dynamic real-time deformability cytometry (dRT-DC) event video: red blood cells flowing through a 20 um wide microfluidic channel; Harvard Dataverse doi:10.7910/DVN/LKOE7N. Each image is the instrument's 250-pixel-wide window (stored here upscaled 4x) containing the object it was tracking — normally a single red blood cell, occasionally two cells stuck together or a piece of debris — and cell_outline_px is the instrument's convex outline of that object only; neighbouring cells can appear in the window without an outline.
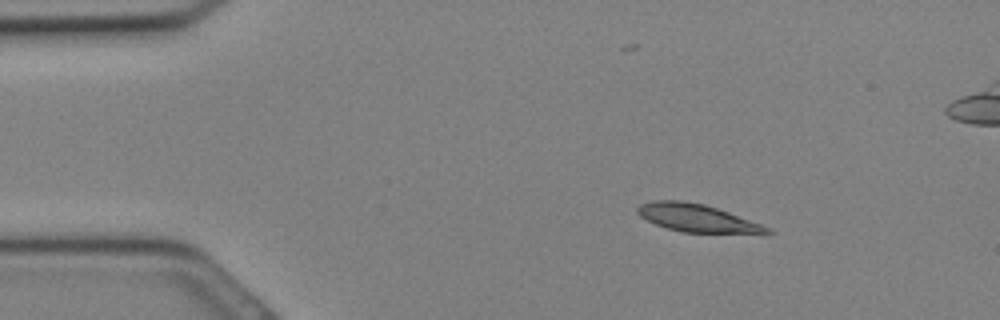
{"species": "Egyptian fruit bat (a non-hibernating species)", "species_latin": "Rousettus aegyptiacus", "temperature_condition": "cold", "stored_images_in_passage": 17, "camera_frame_rate_fps": 3000, "um_per_image_px": 0.085, "animal": {"sex": "female"}, "frame": {"image": 1, "passage_image": 3, "time_ms": 0.667, "image_size_px": [1000, 320], "cell_outline_px": [[776, 232], [768, 236], [764, 236], [684, 232], [668, 228], [656, 224], [640, 216], [636, 212], [636, 208], [640, 204], [652, 200], [680, 200], [704, 204], [728, 212], [760, 224]], "centroid_in_image_um": [59.38, 18.58], "position_along_channel_um": 25.6, "area_um2": 21.62}}
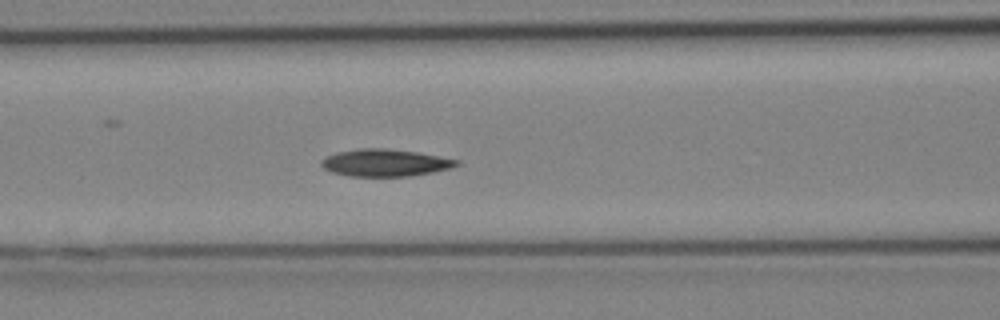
{"frame": {"image": 2, "passage_image": 11, "time_ms": 3.333, "image_size_px": [1000, 320], "cell_outline_px": [[460, 164], [452, 168], [412, 176], [348, 176], [332, 172], [324, 168], [320, 164], [320, 160], [324, 156], [336, 152], [360, 148], [384, 148], [416, 152], [460, 160]], "centroid_in_image_um": [32.71, 13.83], "position_along_channel_um": 133.9, "area_um2": 21.56}}
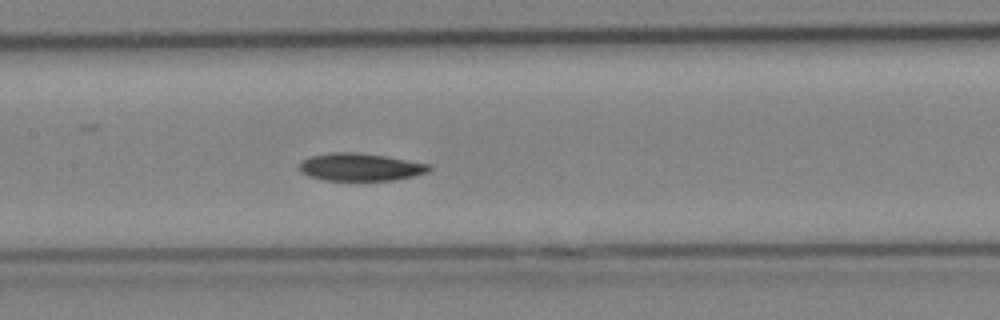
{"frame": {"image": 3, "passage_image": 13, "time_ms": 4.0, "image_size_px": [1000, 320], "cell_outline_px": [[432, 168], [428, 172], [412, 176], [392, 180], [324, 180], [308, 176], [300, 172], [300, 164], [308, 156], [332, 152], [356, 152], [384, 156], [432, 164]], "centroid_in_image_um": [30.63, 14.19], "position_along_channel_um": 176.8, "area_um2": 20.87}}